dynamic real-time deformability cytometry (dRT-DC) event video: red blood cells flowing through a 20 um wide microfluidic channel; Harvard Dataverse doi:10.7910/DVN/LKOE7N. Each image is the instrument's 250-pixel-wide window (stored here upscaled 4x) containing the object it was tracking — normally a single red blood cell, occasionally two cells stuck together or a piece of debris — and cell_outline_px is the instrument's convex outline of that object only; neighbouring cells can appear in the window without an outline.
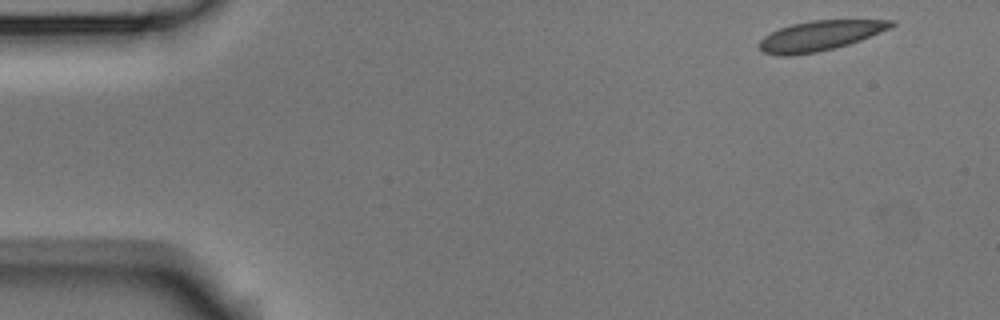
{"species": "Egyptian fruit bat (a non-hibernating species)", "species_latin": "Rousettus aegyptiacus", "temperature_condition": "room temperature", "stored_images_in_passage": 4, "camera_frame_rate_fps": 3000, "um_per_image_px": 0.085, "animal": {"sex": "male"}, "frame": {"image": 1, "passage_image": 1, "time_ms": 0.0, "image_size_px": [1000, 320], "cell_outline_px": [[896, 24], [888, 28], [860, 40], [848, 44], [816, 52], [792, 56], [784, 56], [764, 52], [760, 48], [760, 40], [764, 36], [780, 28], [792, 24], [812, 20], [896, 20]], "centroid_in_image_um": [69.68, 3.03], "position_along_channel_um": 15.3, "area_um2": 22.6}}
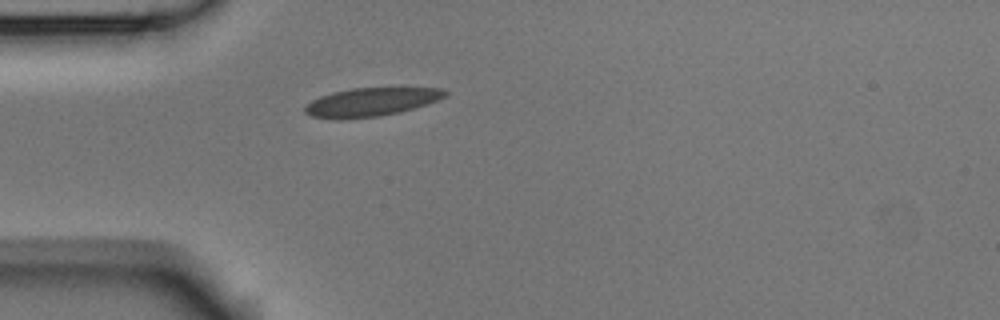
{"frame": {"image": 2, "passage_image": 4, "time_ms": 1.0, "image_size_px": [1000, 320], "cell_outline_px": [[448, 92], [444, 96], [428, 104], [400, 112], [380, 116], [340, 120], [312, 116], [304, 112], [304, 104], [320, 96], [332, 92], [352, 88], [444, 88]], "centroid_in_image_um": [31.5, 8.68], "position_along_channel_um": 53.5, "area_um2": 23.35}}